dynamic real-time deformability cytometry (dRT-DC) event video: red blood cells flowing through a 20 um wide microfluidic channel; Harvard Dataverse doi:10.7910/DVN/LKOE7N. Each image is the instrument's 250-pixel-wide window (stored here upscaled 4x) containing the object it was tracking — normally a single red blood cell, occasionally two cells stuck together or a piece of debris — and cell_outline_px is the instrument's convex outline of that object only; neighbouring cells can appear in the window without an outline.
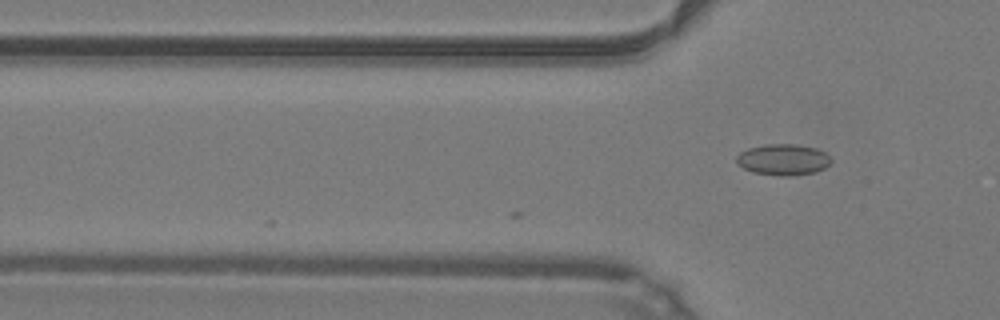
{"species": "common noctule bat (a hibernating species)", "species_latin": "Nyctalus noctula", "temperature_condition": "warm", "stored_images_in_passage": 3, "camera_frame_rate_fps": 3000, "um_per_image_px": 0.085, "animal": {"sex": "male", "body_mass_g": 19.2, "forearm_length_mm": 51.8}, "frame": {"image": 1, "passage_image": 3, "time_ms": 0.667, "image_size_px": [1000, 320], "cell_outline_px": [[832, 160], [824, 168], [816, 172], [788, 176], [780, 176], [752, 172], [736, 164], [736, 156], [740, 152], [748, 148], [764, 144], [796, 144], [816, 148], [824, 152]], "centroid_in_image_um": [66.53, 13.56], "position_along_channel_um": 59.3, "area_um2": 17.22}}